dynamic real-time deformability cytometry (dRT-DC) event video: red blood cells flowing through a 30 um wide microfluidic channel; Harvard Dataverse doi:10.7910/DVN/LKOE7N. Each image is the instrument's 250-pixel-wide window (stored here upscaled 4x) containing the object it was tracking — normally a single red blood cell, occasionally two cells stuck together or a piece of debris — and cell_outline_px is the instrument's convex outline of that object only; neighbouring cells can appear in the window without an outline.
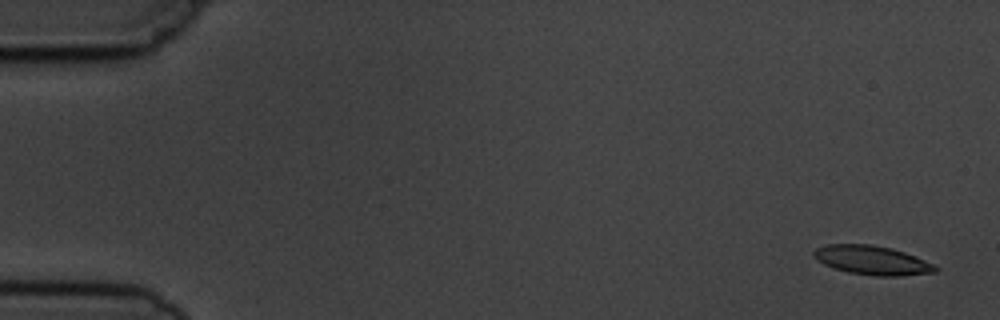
{"species": "common noctule bat (a hibernating species)", "species_latin": "Nyctalus noctula", "temperature_condition": "cold", "stored_images_in_passage": 5, "camera_frame_rate_fps": 3000, "um_per_image_px": 0.085, "animal": {"sex": "male", "body_mass_g": 19.5, "forearm_length_mm": 54.6}, "frame": {"image": 1, "passage_image": 1, "time_ms": 0.0, "image_size_px": [1000, 320], "cell_outline_px": [[940, 268], [936, 272], [900, 276], [876, 276], [848, 272], [832, 268], [824, 264], [812, 256], [812, 252], [816, 248], [824, 244], [872, 244], [892, 248], [916, 256]], "centroid_in_image_um": [74.1, 22.11], "position_along_channel_um": 10.9, "area_um2": 20.75}}
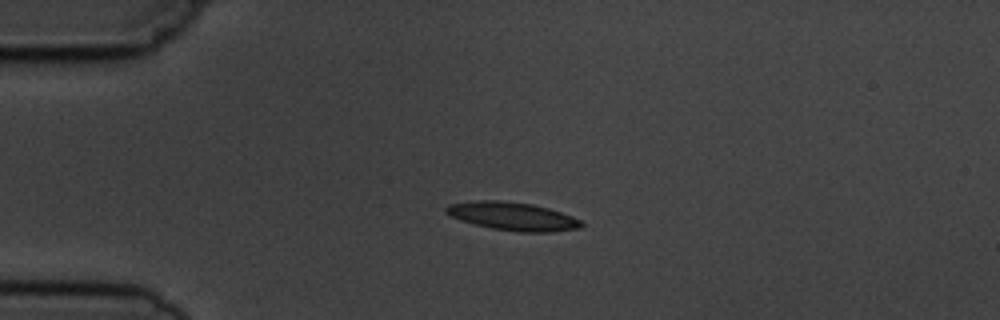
{"frame": {"image": 2, "passage_image": 4, "time_ms": 3.667, "image_size_px": [1000, 320], "cell_outline_px": [[584, 224], [580, 228], [552, 232], [516, 232], [492, 228], [460, 220], [444, 212], [444, 208], [448, 204], [476, 200], [500, 200], [532, 204], [548, 208], [572, 216], [580, 220]], "centroid_in_image_um": [43.57, 18.38], "position_along_channel_um": 41.4, "area_um2": 22.25}}